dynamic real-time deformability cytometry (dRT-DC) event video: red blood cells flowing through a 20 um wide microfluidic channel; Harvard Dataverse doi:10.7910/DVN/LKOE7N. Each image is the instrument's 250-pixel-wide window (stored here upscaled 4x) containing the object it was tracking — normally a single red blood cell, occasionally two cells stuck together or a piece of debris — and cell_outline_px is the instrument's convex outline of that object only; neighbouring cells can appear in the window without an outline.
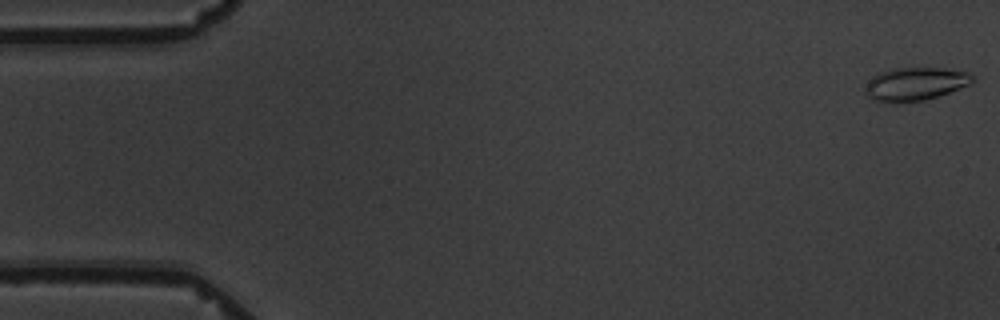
{"species": "common noctule bat (a hibernating species)", "species_latin": "Nyctalus noctula", "temperature_condition": "warm", "stored_images_in_passage": 9, "camera_frame_rate_fps": 3000, "um_per_image_px": 0.085, "animal": {"sex": "male", "body_mass_g": 19.5, "forearm_length_mm": 54.6}, "frame": {"image": 1, "passage_image": 1, "time_ms": 0.0, "image_size_px": [1000, 320], "cell_outline_px": [[976, 76], [968, 84], [948, 92], [924, 100], [892, 104], [872, 100], [864, 92], [864, 88], [868, 80], [872, 76], [880, 72], [892, 68], [940, 68], [968, 72]], "centroid_in_image_um": [77.71, 7.14], "position_along_channel_um": 7.3, "area_um2": 20.81}}
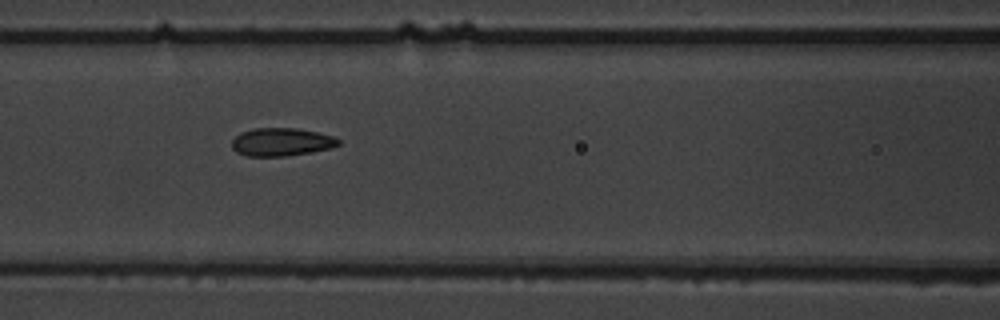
{"frame": {"image": 2, "passage_image": 8, "time_ms": 8.0, "image_size_px": [1000, 320], "cell_outline_px": [[340, 144], [332, 148], [312, 152], [288, 156], [248, 156], [236, 152], [232, 148], [232, 140], [240, 132], [252, 128], [296, 128], [316, 132], [332, 136], [340, 140]], "centroid_in_image_um": [23.91, 12.07], "position_along_channel_um": 142.7, "area_um2": 17.51}}
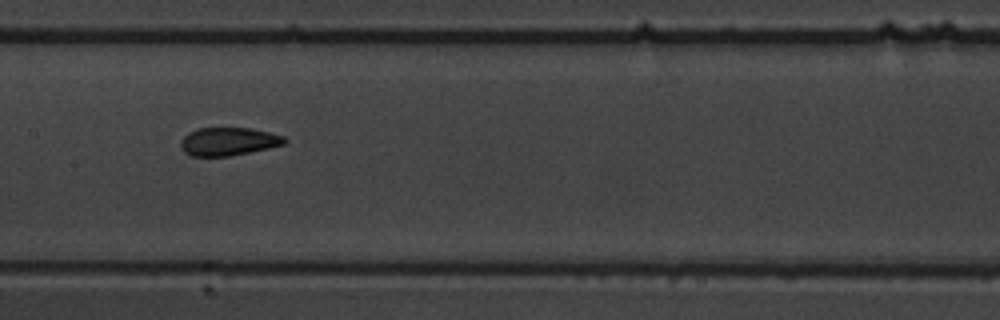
{"frame": {"image": 3, "passage_image": 9, "time_ms": 9.333, "image_size_px": [1000, 320], "cell_outline_px": [[288, 140], [284, 144], [268, 148], [228, 156], [188, 156], [184, 152], [180, 144], [180, 140], [188, 132], [196, 128], [252, 128], [284, 136]], "centroid_in_image_um": [19.38, 12.02], "position_along_channel_um": 188.0, "area_um2": 17.05}}